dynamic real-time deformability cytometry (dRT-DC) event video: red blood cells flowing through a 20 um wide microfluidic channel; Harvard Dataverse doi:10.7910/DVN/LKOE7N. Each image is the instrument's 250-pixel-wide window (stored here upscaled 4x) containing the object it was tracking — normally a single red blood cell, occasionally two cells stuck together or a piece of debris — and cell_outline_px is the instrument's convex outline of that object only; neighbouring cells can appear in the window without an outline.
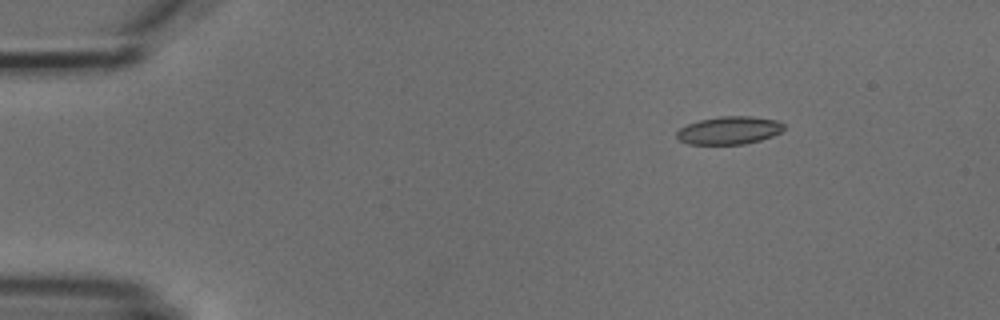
{"species": "common noctule bat (a hibernating species)", "species_latin": "Nyctalus noctula", "temperature_condition": "cold", "stored_images_in_passage": 5, "camera_frame_rate_fps": 3000, "um_per_image_px": 0.085, "animal": {"sex": "male", "body_mass_g": 18.8}, "frame": {"image": 1, "passage_image": 2, "time_ms": 1.333, "image_size_px": [1000, 320], "cell_outline_px": [[784, 128], [780, 132], [772, 136], [760, 140], [744, 144], [688, 144], [680, 140], [676, 136], [676, 132], [680, 128], [688, 124], [700, 120], [720, 116], [752, 116], [776, 120], [784, 124]], "centroid_in_image_um": [61.98, 11.08], "position_along_channel_um": 23.0, "area_um2": 17.34}}
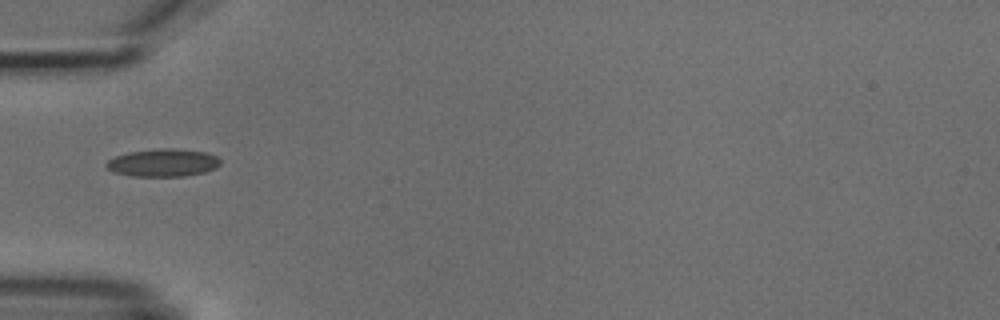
{"frame": {"image": 2, "passage_image": 5, "time_ms": 4.667, "image_size_px": [1000, 320], "cell_outline_px": [[220, 164], [216, 168], [204, 172], [184, 176], [132, 176], [112, 172], [104, 164], [108, 160], [116, 156], [128, 152], [160, 148], [172, 148], [204, 152], [216, 156], [220, 160]], "centroid_in_image_um": [13.83, 13.83], "position_along_channel_um": 71.2, "area_um2": 18.38}}